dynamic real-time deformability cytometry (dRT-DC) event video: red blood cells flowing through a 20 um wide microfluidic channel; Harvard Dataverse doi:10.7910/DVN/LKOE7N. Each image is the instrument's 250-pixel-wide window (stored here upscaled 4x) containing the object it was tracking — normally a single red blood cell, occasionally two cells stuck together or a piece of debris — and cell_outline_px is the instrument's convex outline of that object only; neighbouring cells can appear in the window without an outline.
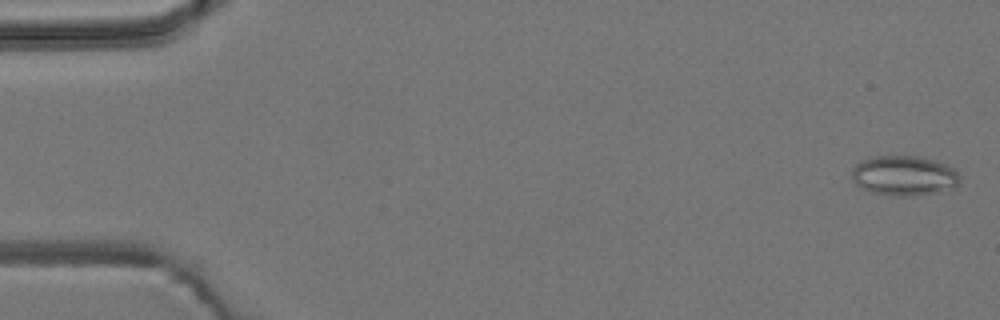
{"species": "common noctule bat (a hibernating species)", "species_latin": "Nyctalus noctula", "temperature_condition": "room temperature", "stored_images_in_passage": 9, "camera_frame_rate_fps": 3000, "um_per_image_px": 0.085, "animal": {"sex": "male", "body_mass_g": 19.2, "forearm_length_mm": 51.8}, "frame": {"image": 1, "passage_image": 2, "time_ms": 0.333, "image_size_px": [1000, 320], "cell_outline_px": [[960, 184], [936, 192], [908, 196], [896, 196], [872, 192], [860, 188], [852, 180], [852, 168], [860, 160], [872, 156], [920, 156], [936, 160], [948, 164], [960, 176]], "centroid_in_image_um": [76.82, 14.91], "position_along_channel_um": 8.2, "area_um2": 25.26}}